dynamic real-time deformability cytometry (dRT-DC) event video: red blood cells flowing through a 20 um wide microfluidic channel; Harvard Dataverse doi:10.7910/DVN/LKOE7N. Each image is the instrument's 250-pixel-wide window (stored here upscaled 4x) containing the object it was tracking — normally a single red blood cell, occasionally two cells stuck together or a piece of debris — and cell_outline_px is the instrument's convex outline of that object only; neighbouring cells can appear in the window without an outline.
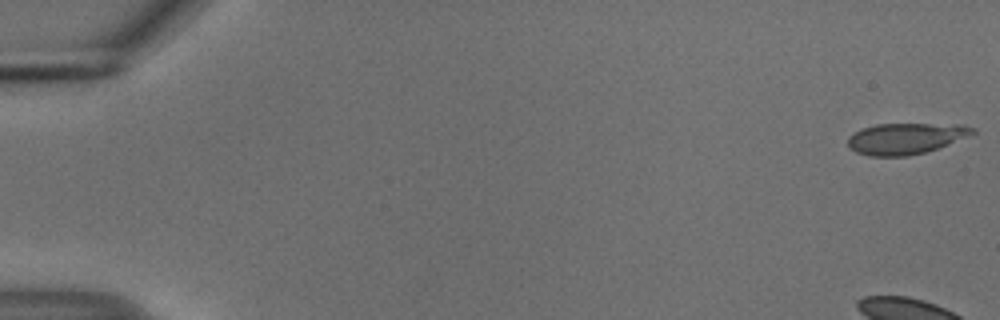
{"species": "common noctule bat (a hibernating species)", "species_latin": "Nyctalus noctula", "temperature_condition": "cold", "stored_images_in_passage": 56, "camera_frame_rate_fps": 3000, "um_per_image_px": 0.085, "animal": {"sex": "male", "body_mass_g": 18.8}, "frame": {"image": 1, "passage_image": 1, "time_ms": 0.0, "image_size_px": [1000, 320], "cell_outline_px": [[976, 132], [948, 144], [924, 152], [908, 156], [868, 156], [856, 152], [848, 144], [848, 136], [852, 132], [876, 124], [964, 124], [972, 128]], "centroid_in_image_um": [76.95, 11.77], "position_along_channel_um": 8.1, "area_um2": 22.43}}
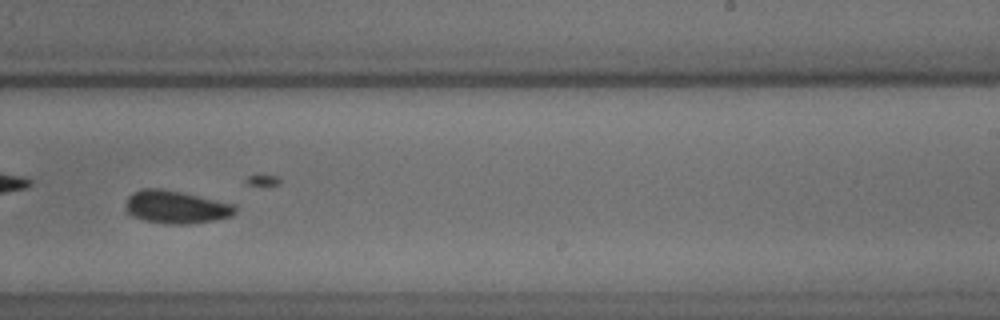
{"frame": {"image": 2, "passage_image": 36, "time_ms": 11.667, "image_size_px": [1000, 320], "cell_outline_px": [[236, 212], [232, 216], [216, 220], [184, 224], [164, 224], [144, 220], [132, 216], [128, 212], [124, 204], [128, 196], [132, 192], [144, 188], [160, 188], [180, 192], [236, 204]], "centroid_in_image_um": [14.95, 17.6], "position_along_channel_um": 274.1, "area_um2": 21.1}}
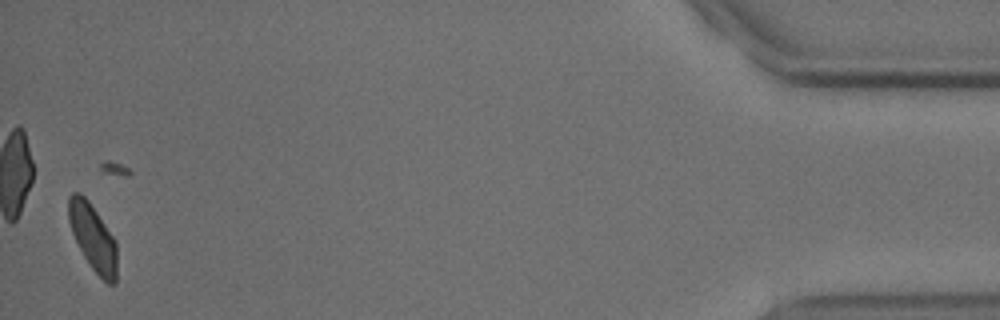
{"frame": {"image": 3, "passage_image": 55, "time_ms": 18.0, "image_size_px": [1000, 320], "cell_outline_px": [[116, 284], [108, 284], [92, 268], [84, 256], [72, 232], [68, 220], [68, 196], [72, 192], [80, 192], [88, 200], [116, 240]], "centroid_in_image_um": [7.89, 20.15], "position_along_channel_um": 427.3, "area_um2": 18.61}, "authors_computed_cell_mechanics": {"area_um2": 20.8947, "velocity_mm_per_s": 3.7095, "shape_relaxation_time_tau1_ms": 2.4795, "shape_relaxation_time_tau2_ms": 1.9823, "deformation_change_tau1": 0.1049, "deformation_change_tau2": 0.0684}}